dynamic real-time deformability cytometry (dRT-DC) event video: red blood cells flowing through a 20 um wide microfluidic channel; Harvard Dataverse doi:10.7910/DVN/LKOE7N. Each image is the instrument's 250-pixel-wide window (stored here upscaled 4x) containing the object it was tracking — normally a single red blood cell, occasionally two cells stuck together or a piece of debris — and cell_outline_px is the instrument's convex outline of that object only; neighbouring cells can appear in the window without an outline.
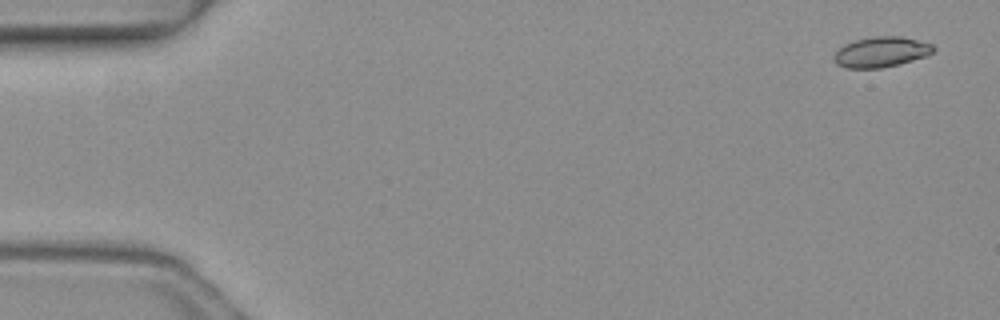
{"species": "common noctule bat (a hibernating species)", "species_latin": "Nyctalus noctula", "temperature_condition": "warm", "stored_images_in_passage": 6, "camera_frame_rate_fps": 3000, "um_per_image_px": 0.085, "animal": {"sex": "female", "body_mass_g": 19.3, "forearm_length_mm": 54.1}, "frame": {"image": 1, "passage_image": 1, "time_ms": 0.0, "image_size_px": [1000, 320], "cell_outline_px": [[936, 48], [928, 56], [900, 64], [880, 68], [844, 68], [836, 64], [832, 60], [832, 56], [844, 44], [852, 40], [872, 36], [900, 36], [932, 44]], "centroid_in_image_um": [74.86, 4.42], "position_along_channel_um": 10.1, "area_um2": 17.86}}
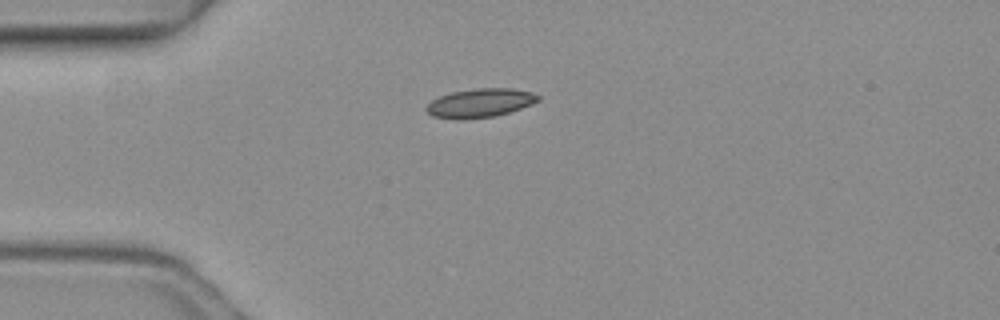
{"frame": {"image": 2, "passage_image": 4, "time_ms": 1.0, "image_size_px": [1000, 320], "cell_outline_px": [[540, 100], [532, 104], [496, 116], [460, 120], [456, 120], [432, 116], [424, 108], [432, 100], [440, 96], [452, 92], [476, 88], [512, 88], [532, 92], [540, 96]], "centroid_in_image_um": [40.8, 8.76], "position_along_channel_um": 44.2, "area_um2": 18.84}}
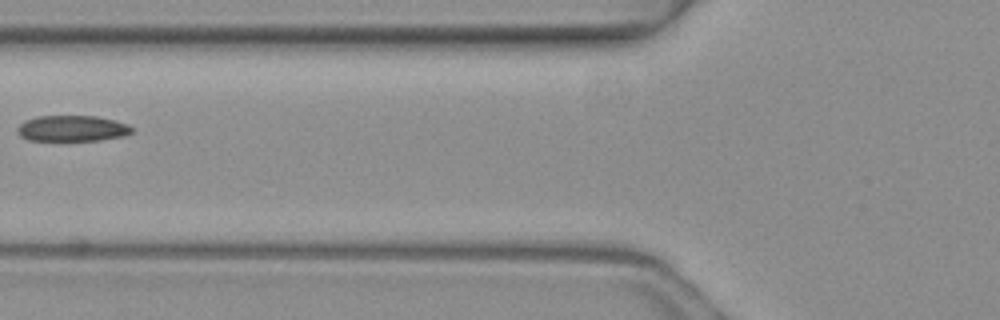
{"frame": {"image": 3, "passage_image": 6, "time_ms": 1.667, "image_size_px": [1000, 320], "cell_outline_px": [[132, 132], [124, 136], [100, 140], [28, 140], [20, 136], [16, 132], [16, 128], [24, 120], [36, 116], [96, 116], [128, 124], [132, 128]], "centroid_in_image_um": [6.09, 10.91], "position_along_channel_um": 119.7, "area_um2": 17.28}}